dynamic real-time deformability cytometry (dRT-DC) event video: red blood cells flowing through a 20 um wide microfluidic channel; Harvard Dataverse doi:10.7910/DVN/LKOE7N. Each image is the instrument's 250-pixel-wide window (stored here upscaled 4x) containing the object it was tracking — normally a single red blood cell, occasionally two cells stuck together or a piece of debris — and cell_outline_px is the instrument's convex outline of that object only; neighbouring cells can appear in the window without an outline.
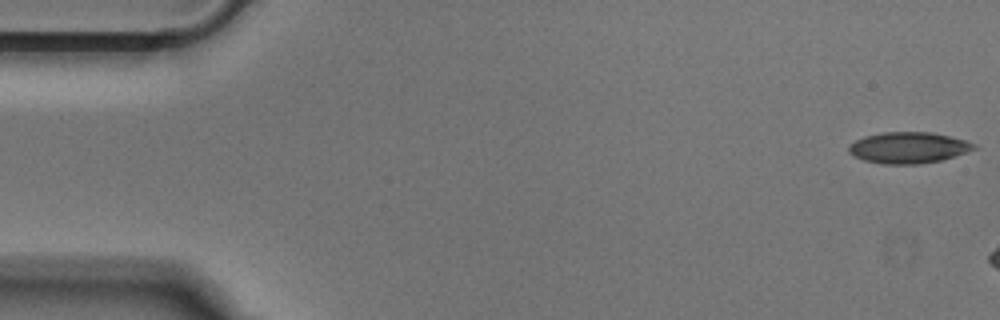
{"species": "Egyptian fruit bat (a non-hibernating species)", "species_latin": "Rousettus aegyptiacus", "temperature_condition": "cold", "stored_images_in_passage": 7, "camera_frame_rate_fps": 3000, "um_per_image_px": 0.085, "animal": {"sex": "male"}, "frame": {"image": 1, "passage_image": 1, "time_ms": 0.0, "image_size_px": [1000, 320], "cell_outline_px": [[980, 148], [956, 156], [940, 160], [916, 164], [884, 164], [864, 160], [848, 152], [848, 148], [856, 140], [864, 136], [884, 132], [932, 132], [964, 140], [976, 144]], "centroid_in_image_um": [77.26, 12.55], "position_along_channel_um": 7.7, "area_um2": 22.66}}